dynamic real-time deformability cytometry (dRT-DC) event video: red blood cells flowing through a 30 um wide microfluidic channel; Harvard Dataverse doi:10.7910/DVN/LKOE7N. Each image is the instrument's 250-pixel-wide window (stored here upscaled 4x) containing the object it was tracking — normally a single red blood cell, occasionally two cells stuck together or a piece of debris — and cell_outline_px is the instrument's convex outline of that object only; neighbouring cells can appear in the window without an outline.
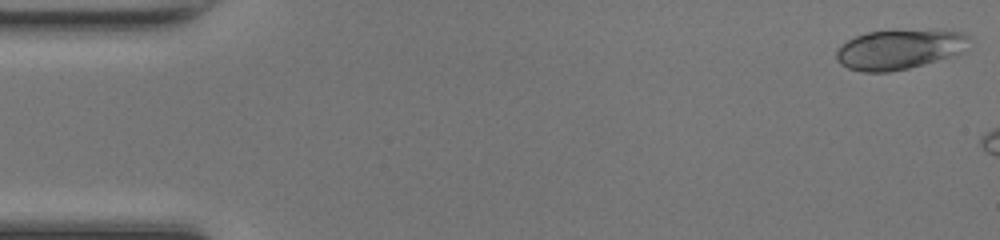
{"species": "common noctule bat (a hibernating species)", "species_latin": "Nyctalus noctula", "temperature_condition": "room temperature", "stored_images_in_passage": 6, "camera_frame_rate_fps": 3000, "um_per_image_px": 0.085, "animal": {"sex": "female", "body_mass_g": 17.0, "forearm_length_mm": 48.0}, "frame": {"image": 1, "passage_image": 1, "time_ms": 0.0, "image_size_px": [1000, 240], "cell_outline_px": [[972, 40], [968, 52], [956, 56], [908, 68], [888, 72], [860, 72], [848, 68], [840, 64], [836, 60], [836, 48], [840, 44], [856, 36], [868, 32], [936, 28], [940, 28], [960, 32], [972, 36]], "centroid_in_image_um": [76.57, 4.17], "position_along_channel_um": 8.4, "area_um2": 32.14}}